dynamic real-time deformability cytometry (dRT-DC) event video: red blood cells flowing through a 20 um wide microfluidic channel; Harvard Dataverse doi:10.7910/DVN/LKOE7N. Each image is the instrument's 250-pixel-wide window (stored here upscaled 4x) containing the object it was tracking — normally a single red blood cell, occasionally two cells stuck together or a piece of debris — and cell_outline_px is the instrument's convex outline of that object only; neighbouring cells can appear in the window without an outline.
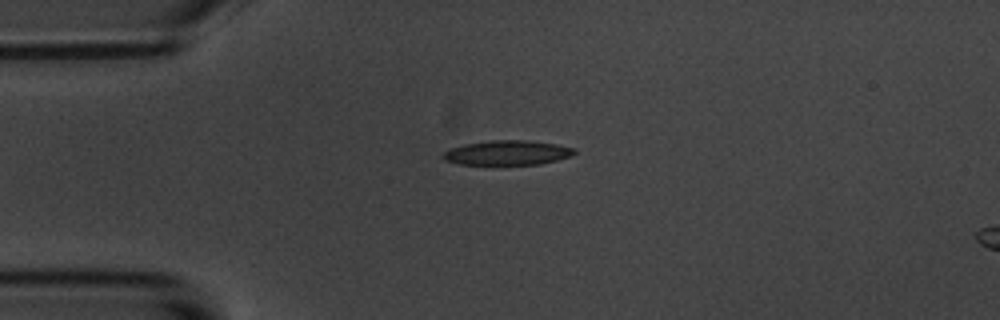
{"species": "common noctule bat (a hibernating species)", "species_latin": "Nyctalus noctula", "temperature_condition": "room temperature", "stored_images_in_passage": 43, "camera_frame_rate_fps": 3000, "um_per_image_px": 0.085, "animal": {"sex": "male", "body_mass_g": 20.1, "forearm_length_mm": 53.5}, "frame": {"image": 1, "passage_image": 1, "time_ms": 0.0, "image_size_px": [1000, 320], "cell_outline_px": [[576, 152], [572, 156], [540, 164], [460, 164], [444, 160], [440, 156], [448, 148], [464, 144], [492, 140], [524, 140], [556, 144], [576, 148]], "centroid_in_image_um": [43.11, 12.98], "position_along_channel_um": 41.9, "area_um2": 18.84}}
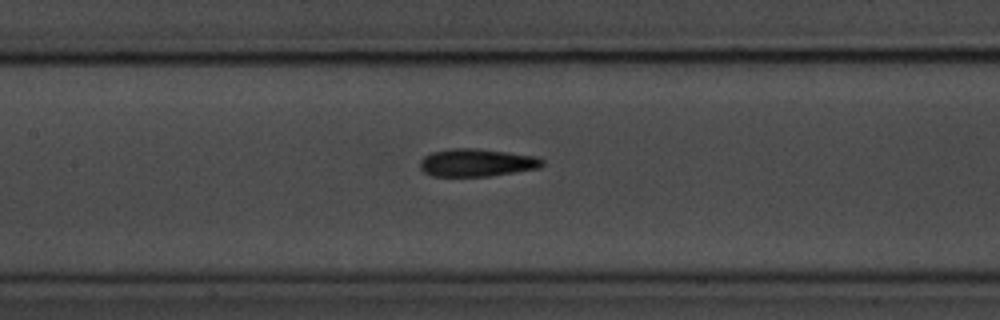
{"frame": {"image": 2, "passage_image": 13, "time_ms": 4.0, "image_size_px": [1000, 320], "cell_outline_px": [[544, 164], [540, 168], [488, 176], [432, 176], [424, 172], [420, 168], [420, 160], [424, 156], [432, 152], [452, 148], [476, 148], [540, 156], [544, 160]], "centroid_in_image_um": [40.55, 13.82], "position_along_channel_um": 166.8, "area_um2": 19.94}}
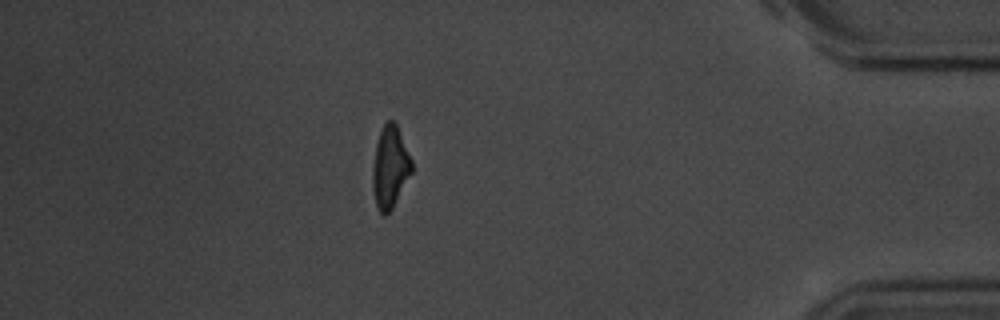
{"frame": {"image": 3, "passage_image": 36, "time_ms": 11.667, "image_size_px": [1000, 320], "cell_outline_px": [[412, 172], [392, 208], [384, 216], [380, 212], [376, 204], [372, 188], [372, 168], [376, 144], [380, 132], [384, 124], [388, 120], [392, 120], [396, 124], [412, 160]], "centroid_in_image_um": [33.14, 14.21], "position_along_channel_um": 402.1, "area_um2": 18.44}, "authors_computed_cell_mechanics": {"area_um2": 19.2474, "velocity_mm_per_s": 3.6324, "shape_relaxation_time_tau1_ms": 4.0941, "shape_relaxation_time_tau2_ms": 3.9648, "deformation_change_tau1": 0.1454, "deformation_change_tau2": 0.1296}}